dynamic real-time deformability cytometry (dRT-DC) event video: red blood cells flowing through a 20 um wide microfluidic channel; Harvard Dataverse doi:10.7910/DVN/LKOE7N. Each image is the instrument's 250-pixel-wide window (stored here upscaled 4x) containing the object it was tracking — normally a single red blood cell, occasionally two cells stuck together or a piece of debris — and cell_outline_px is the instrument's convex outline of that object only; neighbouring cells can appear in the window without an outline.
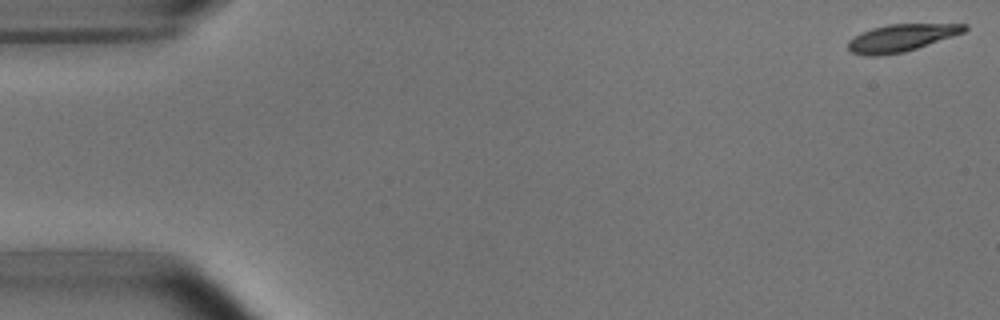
{"species": "common noctule bat (a hibernating species)", "species_latin": "Nyctalus noctula", "temperature_condition": "room temperature", "stored_images_in_passage": 47, "camera_frame_rate_fps": 3000, "um_per_image_px": 0.085, "animal": {"sex": "male", "body_mass_g": 15.6}, "frame": {"image": 1, "passage_image": 1, "time_ms": 0.0, "image_size_px": [1000, 320], "cell_outline_px": [[968, 28], [964, 32], [904, 52], [880, 56], [864, 56], [848, 52], [848, 40], [860, 32], [872, 28], [888, 24], [968, 24]], "centroid_in_image_um": [76.53, 3.23], "position_along_channel_um": 8.5, "area_um2": 18.55}}
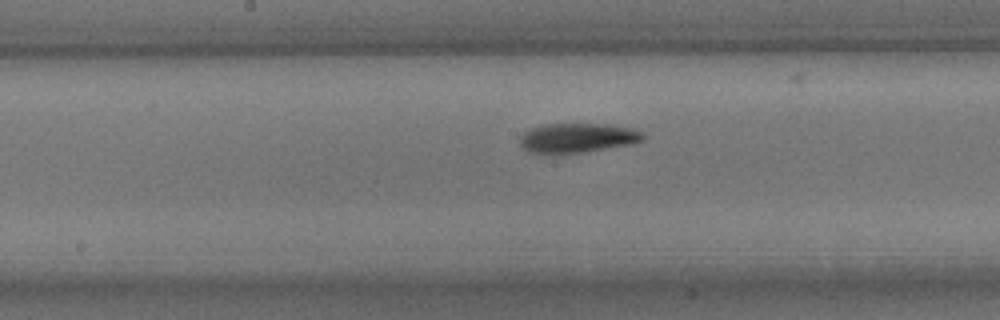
{"frame": {"image": 2, "passage_image": 27, "time_ms": 8.667, "image_size_px": [1000, 320], "cell_outline_px": [[644, 140], [632, 144], [584, 152], [528, 152], [520, 144], [520, 136], [524, 132], [532, 128], [544, 124], [612, 124], [644, 132]], "centroid_in_image_um": [49.12, 11.7], "position_along_channel_um": 199.1, "area_um2": 20.87}}
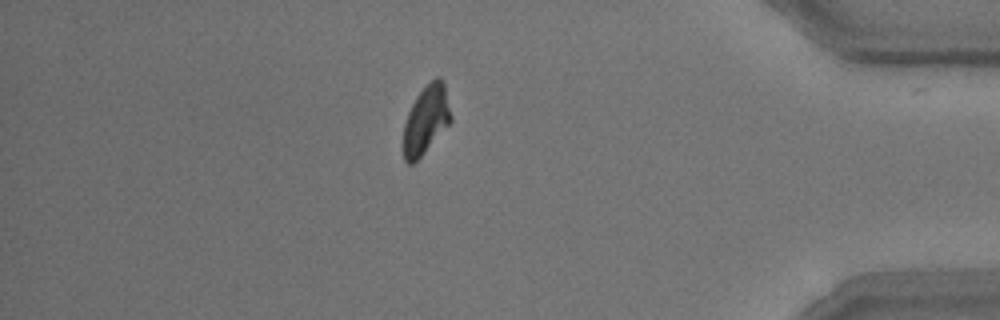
{"frame": {"image": 3, "passage_image": 46, "time_ms": 15.0, "image_size_px": [1000, 320], "cell_outline_px": [[452, 120], [424, 152], [412, 164], [408, 164], [404, 160], [404, 124], [408, 112], [416, 96], [436, 76], [440, 76], [444, 84], [452, 116]], "centroid_in_image_um": [36.21, 10.16], "position_along_channel_um": 399.0, "area_um2": 18.5}, "authors_computed_cell_mechanics": {"area_um2": 20.1722, "velocity_mm_per_s": 3.7413, "shape_relaxation_time_tau1_ms": 3.1802, "shape_relaxation_time_tau2_ms": 3.9454, "deformation_change_tau1": 0.1452, "deformation_change_tau2": 0.0989}}